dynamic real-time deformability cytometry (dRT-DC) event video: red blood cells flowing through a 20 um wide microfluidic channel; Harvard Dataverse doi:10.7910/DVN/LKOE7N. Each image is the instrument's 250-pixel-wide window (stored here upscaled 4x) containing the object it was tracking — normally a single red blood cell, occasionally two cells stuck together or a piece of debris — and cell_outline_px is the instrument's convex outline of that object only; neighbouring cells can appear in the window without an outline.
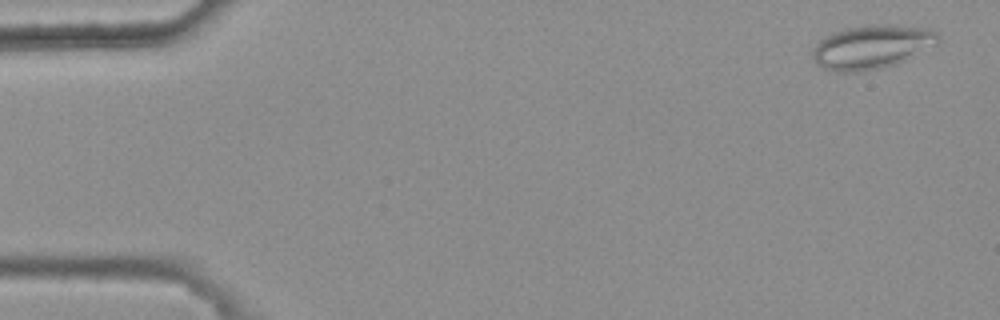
{"species": "common noctule bat (a hibernating species)", "species_latin": "Nyctalus noctula", "temperature_condition": "warm", "stored_images_in_passage": 13, "camera_frame_rate_fps": 3000, "um_per_image_px": 0.085, "animal": {"sex": "female", "body_mass_g": 25.1}, "frame": {"image": 1, "passage_image": 1, "time_ms": 0.0, "image_size_px": [1000, 320], "cell_outline_px": [[940, 40], [936, 44], [896, 64], [880, 68], [860, 72], [836, 72], [824, 68], [816, 64], [812, 56], [812, 48], [824, 36], [832, 32], [844, 28], [872, 24], [888, 24], [932, 28], [940, 36]], "centroid_in_image_um": [74.08, 3.97], "position_along_channel_um": 10.9, "area_um2": 32.31}}